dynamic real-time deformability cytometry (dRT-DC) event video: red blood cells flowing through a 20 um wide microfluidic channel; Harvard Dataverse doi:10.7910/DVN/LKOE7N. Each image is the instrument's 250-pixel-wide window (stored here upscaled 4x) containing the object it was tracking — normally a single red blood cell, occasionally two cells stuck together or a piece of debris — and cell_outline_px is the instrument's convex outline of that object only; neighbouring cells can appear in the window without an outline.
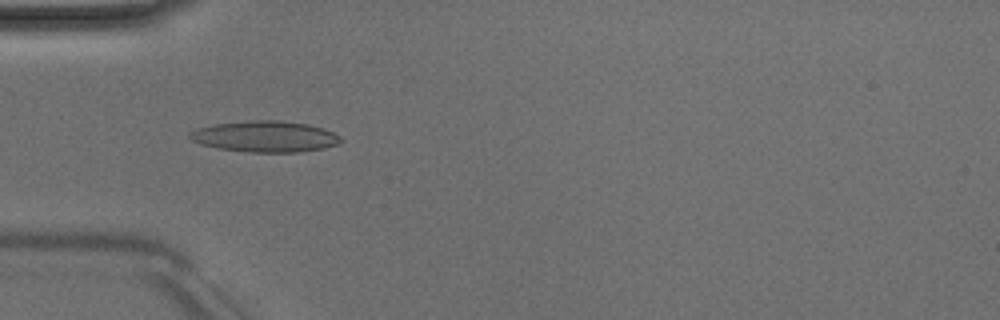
{"species": "Egyptian fruit bat (a non-hibernating species)", "species_latin": "Rousettus aegyptiacus", "temperature_condition": "room temperature", "stored_images_in_passage": 49, "camera_frame_rate_fps": 3000, "um_per_image_px": 0.085, "animal": {"sex": "male"}, "frame": {"image": 1, "passage_image": 15, "time_ms": 4.667, "image_size_px": [1000, 320], "cell_outline_px": [[344, 140], [336, 144], [324, 148], [296, 152], [248, 152], [216, 148], [200, 144], [192, 140], [188, 136], [188, 132], [200, 128], [216, 124], [252, 120], [276, 120], [308, 124], [324, 128], [340, 136]], "centroid_in_image_um": [22.53, 11.6], "position_along_channel_um": 62.5, "area_um2": 27.28}}
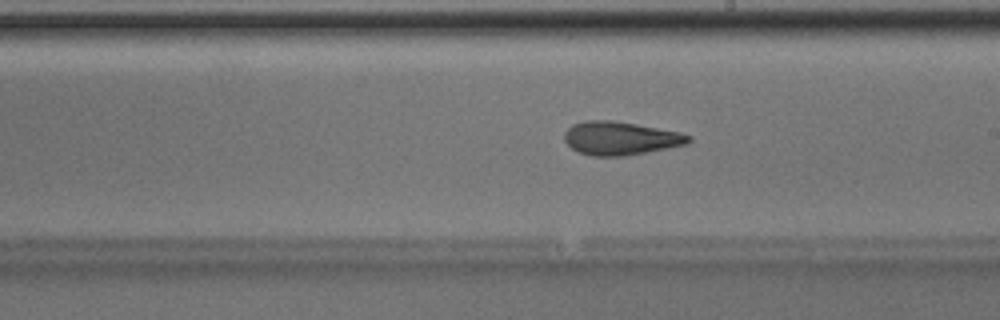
{"frame": {"image": 2, "passage_image": 28, "time_ms": 9.0, "image_size_px": [1000, 320], "cell_outline_px": [[692, 140], [688, 144], [624, 156], [592, 156], [576, 152], [564, 140], [564, 132], [572, 124], [584, 120], [608, 120], [636, 124], [680, 132], [692, 136]], "centroid_in_image_um": [52.72, 11.75], "position_along_channel_um": 236.3, "area_um2": 24.22}}
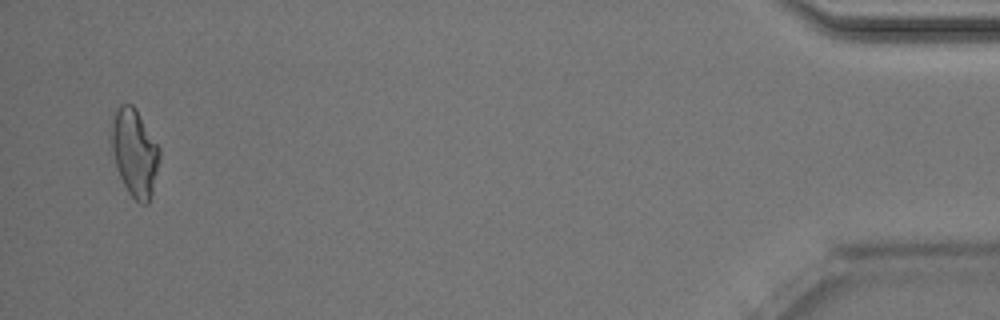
{"frame": {"image": 3, "passage_image": 48, "time_ms": 15.667, "image_size_px": [1000, 320], "cell_outline_px": [[160, 156], [152, 192], [148, 204], [140, 204], [128, 192], [116, 168], [112, 148], [112, 116], [116, 108], [120, 104], [132, 104], [136, 108], [160, 148]], "centroid_in_image_um": [11.44, 12.95], "position_along_channel_um": 423.8, "area_um2": 24.33}, "authors_computed_cell_mechanics": {"area_um2": 24.276, "velocity_mm_per_s": 4.0565, "shape_relaxation_time_tau1_ms": 4.2878, "shape_relaxation_time_tau2_ms": 2.3247, "deformation_change_tau1": 0.1605, "deformation_change_tau2": 0.0957}}